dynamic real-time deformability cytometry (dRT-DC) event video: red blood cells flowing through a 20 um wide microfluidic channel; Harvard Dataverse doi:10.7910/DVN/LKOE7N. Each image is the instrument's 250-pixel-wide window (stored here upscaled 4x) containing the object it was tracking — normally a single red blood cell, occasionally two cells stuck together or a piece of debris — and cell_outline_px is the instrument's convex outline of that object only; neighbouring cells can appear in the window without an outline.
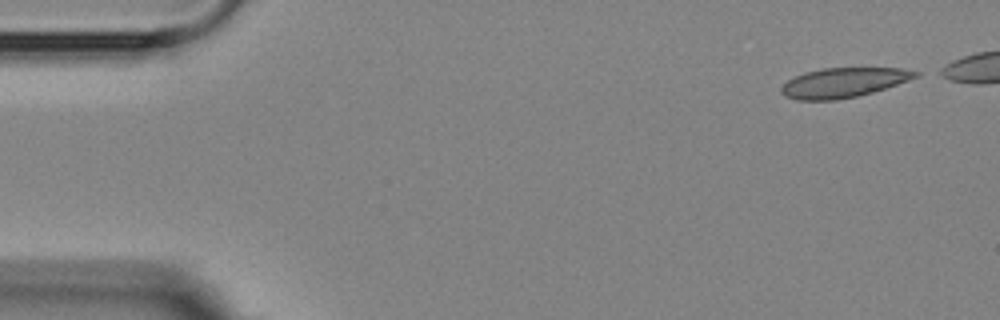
{"species": "Egyptian fruit bat (a non-hibernating species)", "species_latin": "Rousettus aegyptiacus", "temperature_condition": "room temperature", "stored_images_in_passage": 5, "camera_frame_rate_fps": 3000, "um_per_image_px": 0.085, "animal": {"sex": "female"}, "frame": {"image": 1, "passage_image": 1, "time_ms": 0.0, "image_size_px": [1000, 320], "cell_outline_px": [[920, 76], [872, 92], [856, 96], [836, 100], [796, 100], [784, 96], [780, 92], [780, 88], [788, 80], [804, 72], [824, 68], [900, 68], [920, 72]], "centroid_in_image_um": [71.66, 7.02], "position_along_channel_um": 13.3, "area_um2": 23.06}}
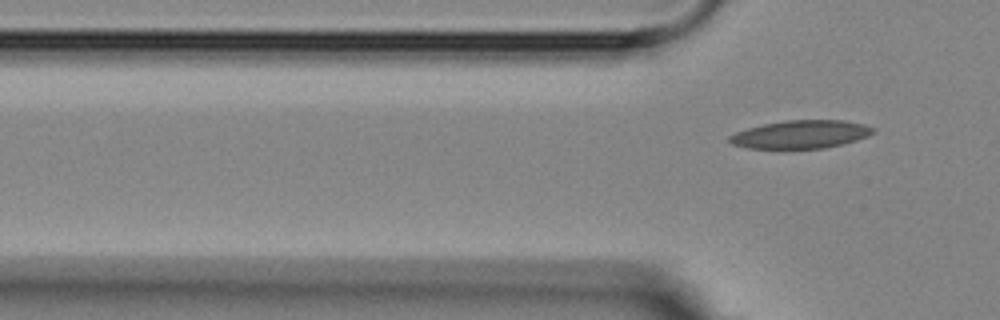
{"frame": {"image": 2, "passage_image": 5, "time_ms": 6.333, "image_size_px": [1000, 320], "cell_outline_px": [[876, 132], [868, 136], [856, 140], [824, 148], [748, 148], [732, 144], [728, 140], [728, 136], [736, 132], [748, 128], [764, 124], [784, 120], [844, 120], [864, 124], [876, 128]], "centroid_in_image_um": [68.09, 11.41], "position_along_channel_um": 57.7, "area_um2": 23.47}}